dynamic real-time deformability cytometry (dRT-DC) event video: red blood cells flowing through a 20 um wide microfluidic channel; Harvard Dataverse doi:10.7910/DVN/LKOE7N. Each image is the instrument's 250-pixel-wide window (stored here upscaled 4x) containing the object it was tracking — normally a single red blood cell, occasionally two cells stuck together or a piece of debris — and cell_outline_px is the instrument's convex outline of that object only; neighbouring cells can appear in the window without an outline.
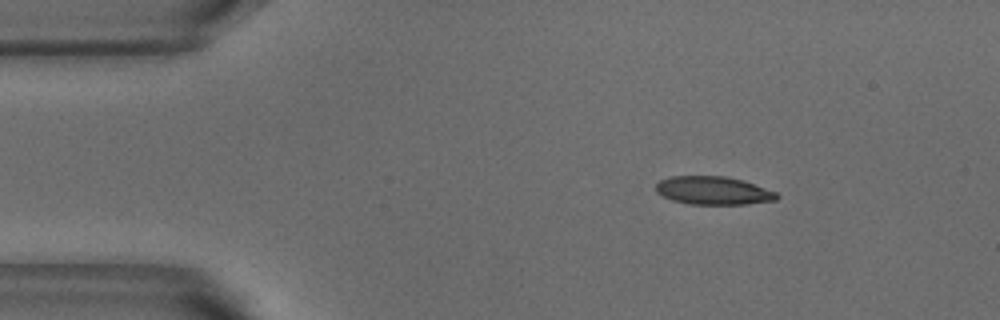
{"species": "common noctule bat (a hibernating species)", "species_latin": "Nyctalus noctula", "temperature_condition": "warm", "stored_images_in_passage": 21, "camera_frame_rate_fps": 3000, "um_per_image_px": 0.085, "animal": {"sex": "male", "body_mass_g": 18.8}, "frame": {"image": 1, "passage_image": 1, "time_ms": 0.0, "image_size_px": [1000, 320], "cell_outline_px": [[780, 196], [776, 200], [748, 204], [692, 204], [672, 200], [656, 192], [656, 184], [660, 180], [672, 176], [724, 176], [740, 180], [776, 192]], "centroid_in_image_um": [60.61, 16.2], "position_along_channel_um": 24.4, "area_um2": 19.59}}
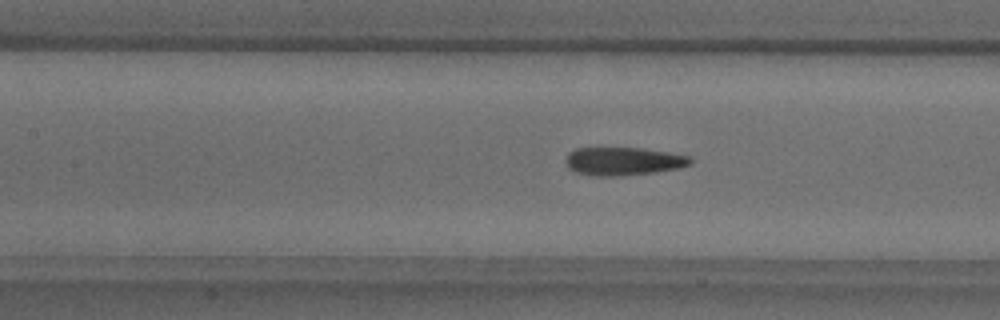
{"frame": {"image": 2, "passage_image": 16, "time_ms": 5.0, "image_size_px": [1000, 320], "cell_outline_px": [[692, 164], [680, 168], [656, 172], [620, 176], [592, 176], [576, 172], [568, 168], [564, 160], [568, 152], [576, 148], [640, 148], [668, 152], [692, 156]], "centroid_in_image_um": [52.98, 13.71], "position_along_channel_um": 154.4, "area_um2": 20.75}}
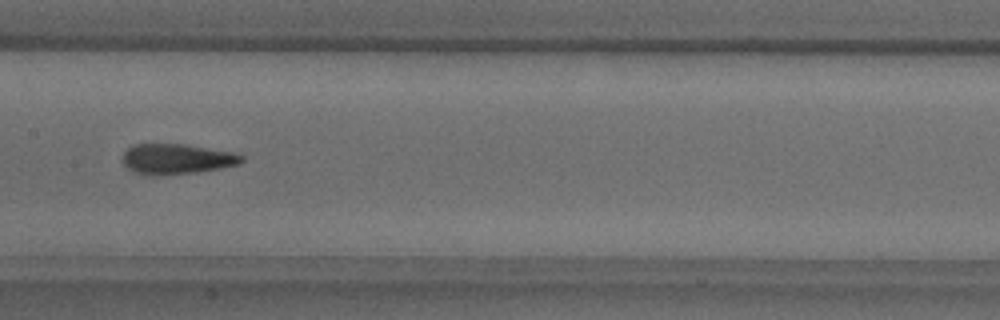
{"frame": {"image": 3, "passage_image": 19, "time_ms": 6.0, "image_size_px": [1000, 320], "cell_outline_px": [[244, 160], [240, 164], [220, 168], [196, 172], [136, 172], [128, 168], [120, 160], [124, 152], [128, 148], [136, 144], [184, 144], [232, 152], [244, 156]], "centroid_in_image_um": [15.06, 13.46], "position_along_channel_um": 192.3, "area_um2": 20.11}}